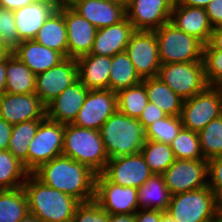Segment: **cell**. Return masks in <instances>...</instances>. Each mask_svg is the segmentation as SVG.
<instances>
[{
	"label": "cell",
	"instance_id": "cell-24",
	"mask_svg": "<svg viewBox=\"0 0 222 222\" xmlns=\"http://www.w3.org/2000/svg\"><path fill=\"white\" fill-rule=\"evenodd\" d=\"M12 53L35 74L57 66L65 58L57 51L45 47L34 40L21 41Z\"/></svg>",
	"mask_w": 222,
	"mask_h": 222
},
{
	"label": "cell",
	"instance_id": "cell-21",
	"mask_svg": "<svg viewBox=\"0 0 222 222\" xmlns=\"http://www.w3.org/2000/svg\"><path fill=\"white\" fill-rule=\"evenodd\" d=\"M59 7L53 0H36L13 11L17 34L21 41L33 40L49 16Z\"/></svg>",
	"mask_w": 222,
	"mask_h": 222
},
{
	"label": "cell",
	"instance_id": "cell-42",
	"mask_svg": "<svg viewBox=\"0 0 222 222\" xmlns=\"http://www.w3.org/2000/svg\"><path fill=\"white\" fill-rule=\"evenodd\" d=\"M208 186L222 208V156L208 160Z\"/></svg>",
	"mask_w": 222,
	"mask_h": 222
},
{
	"label": "cell",
	"instance_id": "cell-51",
	"mask_svg": "<svg viewBox=\"0 0 222 222\" xmlns=\"http://www.w3.org/2000/svg\"><path fill=\"white\" fill-rule=\"evenodd\" d=\"M6 80V60H4L0 62V96L5 93Z\"/></svg>",
	"mask_w": 222,
	"mask_h": 222
},
{
	"label": "cell",
	"instance_id": "cell-20",
	"mask_svg": "<svg viewBox=\"0 0 222 222\" xmlns=\"http://www.w3.org/2000/svg\"><path fill=\"white\" fill-rule=\"evenodd\" d=\"M69 5L97 29L126 18V7L109 0H72Z\"/></svg>",
	"mask_w": 222,
	"mask_h": 222
},
{
	"label": "cell",
	"instance_id": "cell-36",
	"mask_svg": "<svg viewBox=\"0 0 222 222\" xmlns=\"http://www.w3.org/2000/svg\"><path fill=\"white\" fill-rule=\"evenodd\" d=\"M198 134L204 159L222 156V115L210 121Z\"/></svg>",
	"mask_w": 222,
	"mask_h": 222
},
{
	"label": "cell",
	"instance_id": "cell-6",
	"mask_svg": "<svg viewBox=\"0 0 222 222\" xmlns=\"http://www.w3.org/2000/svg\"><path fill=\"white\" fill-rule=\"evenodd\" d=\"M154 31L161 64L203 61L204 44L170 21Z\"/></svg>",
	"mask_w": 222,
	"mask_h": 222
},
{
	"label": "cell",
	"instance_id": "cell-54",
	"mask_svg": "<svg viewBox=\"0 0 222 222\" xmlns=\"http://www.w3.org/2000/svg\"><path fill=\"white\" fill-rule=\"evenodd\" d=\"M161 222H177L172 216L169 215L166 211H162Z\"/></svg>",
	"mask_w": 222,
	"mask_h": 222
},
{
	"label": "cell",
	"instance_id": "cell-39",
	"mask_svg": "<svg viewBox=\"0 0 222 222\" xmlns=\"http://www.w3.org/2000/svg\"><path fill=\"white\" fill-rule=\"evenodd\" d=\"M203 62L208 85L222 87V51L204 50Z\"/></svg>",
	"mask_w": 222,
	"mask_h": 222
},
{
	"label": "cell",
	"instance_id": "cell-32",
	"mask_svg": "<svg viewBox=\"0 0 222 222\" xmlns=\"http://www.w3.org/2000/svg\"><path fill=\"white\" fill-rule=\"evenodd\" d=\"M28 211V200L23 187L0 190V222H17Z\"/></svg>",
	"mask_w": 222,
	"mask_h": 222
},
{
	"label": "cell",
	"instance_id": "cell-11",
	"mask_svg": "<svg viewBox=\"0 0 222 222\" xmlns=\"http://www.w3.org/2000/svg\"><path fill=\"white\" fill-rule=\"evenodd\" d=\"M125 52L142 80L158 75L161 62L155 31L135 30Z\"/></svg>",
	"mask_w": 222,
	"mask_h": 222
},
{
	"label": "cell",
	"instance_id": "cell-7",
	"mask_svg": "<svg viewBox=\"0 0 222 222\" xmlns=\"http://www.w3.org/2000/svg\"><path fill=\"white\" fill-rule=\"evenodd\" d=\"M157 77L183 100L193 97L209 86L203 61L161 64Z\"/></svg>",
	"mask_w": 222,
	"mask_h": 222
},
{
	"label": "cell",
	"instance_id": "cell-5",
	"mask_svg": "<svg viewBox=\"0 0 222 222\" xmlns=\"http://www.w3.org/2000/svg\"><path fill=\"white\" fill-rule=\"evenodd\" d=\"M177 222H210L222 214L209 186L171 196L166 210Z\"/></svg>",
	"mask_w": 222,
	"mask_h": 222
},
{
	"label": "cell",
	"instance_id": "cell-4",
	"mask_svg": "<svg viewBox=\"0 0 222 222\" xmlns=\"http://www.w3.org/2000/svg\"><path fill=\"white\" fill-rule=\"evenodd\" d=\"M63 156L84 164L94 173L101 174L109 157L99 130L64 125Z\"/></svg>",
	"mask_w": 222,
	"mask_h": 222
},
{
	"label": "cell",
	"instance_id": "cell-10",
	"mask_svg": "<svg viewBox=\"0 0 222 222\" xmlns=\"http://www.w3.org/2000/svg\"><path fill=\"white\" fill-rule=\"evenodd\" d=\"M171 195L208 186V160L175 159L162 174Z\"/></svg>",
	"mask_w": 222,
	"mask_h": 222
},
{
	"label": "cell",
	"instance_id": "cell-50",
	"mask_svg": "<svg viewBox=\"0 0 222 222\" xmlns=\"http://www.w3.org/2000/svg\"><path fill=\"white\" fill-rule=\"evenodd\" d=\"M108 222H135V213L133 214H109Z\"/></svg>",
	"mask_w": 222,
	"mask_h": 222
},
{
	"label": "cell",
	"instance_id": "cell-22",
	"mask_svg": "<svg viewBox=\"0 0 222 222\" xmlns=\"http://www.w3.org/2000/svg\"><path fill=\"white\" fill-rule=\"evenodd\" d=\"M170 22L204 45L208 43L213 29L205 8L179 5L176 2L173 4Z\"/></svg>",
	"mask_w": 222,
	"mask_h": 222
},
{
	"label": "cell",
	"instance_id": "cell-17",
	"mask_svg": "<svg viewBox=\"0 0 222 222\" xmlns=\"http://www.w3.org/2000/svg\"><path fill=\"white\" fill-rule=\"evenodd\" d=\"M0 118L11 125L30 120H44L46 108L36 93L11 94L0 96Z\"/></svg>",
	"mask_w": 222,
	"mask_h": 222
},
{
	"label": "cell",
	"instance_id": "cell-25",
	"mask_svg": "<svg viewBox=\"0 0 222 222\" xmlns=\"http://www.w3.org/2000/svg\"><path fill=\"white\" fill-rule=\"evenodd\" d=\"M76 60L78 79L88 90L109 89L111 57L86 54Z\"/></svg>",
	"mask_w": 222,
	"mask_h": 222
},
{
	"label": "cell",
	"instance_id": "cell-44",
	"mask_svg": "<svg viewBox=\"0 0 222 222\" xmlns=\"http://www.w3.org/2000/svg\"><path fill=\"white\" fill-rule=\"evenodd\" d=\"M212 27L222 25V0H212L205 8Z\"/></svg>",
	"mask_w": 222,
	"mask_h": 222
},
{
	"label": "cell",
	"instance_id": "cell-9",
	"mask_svg": "<svg viewBox=\"0 0 222 222\" xmlns=\"http://www.w3.org/2000/svg\"><path fill=\"white\" fill-rule=\"evenodd\" d=\"M64 124L45 118L28 145L27 171L33 173L42 164L62 156Z\"/></svg>",
	"mask_w": 222,
	"mask_h": 222
},
{
	"label": "cell",
	"instance_id": "cell-47",
	"mask_svg": "<svg viewBox=\"0 0 222 222\" xmlns=\"http://www.w3.org/2000/svg\"><path fill=\"white\" fill-rule=\"evenodd\" d=\"M13 125L0 118V150H8Z\"/></svg>",
	"mask_w": 222,
	"mask_h": 222
},
{
	"label": "cell",
	"instance_id": "cell-34",
	"mask_svg": "<svg viewBox=\"0 0 222 222\" xmlns=\"http://www.w3.org/2000/svg\"><path fill=\"white\" fill-rule=\"evenodd\" d=\"M140 153L156 175H162L175 161L170 145L161 142L146 140Z\"/></svg>",
	"mask_w": 222,
	"mask_h": 222
},
{
	"label": "cell",
	"instance_id": "cell-35",
	"mask_svg": "<svg viewBox=\"0 0 222 222\" xmlns=\"http://www.w3.org/2000/svg\"><path fill=\"white\" fill-rule=\"evenodd\" d=\"M117 110L131 118L138 119L148 104L147 91L143 82L122 89L117 93Z\"/></svg>",
	"mask_w": 222,
	"mask_h": 222
},
{
	"label": "cell",
	"instance_id": "cell-14",
	"mask_svg": "<svg viewBox=\"0 0 222 222\" xmlns=\"http://www.w3.org/2000/svg\"><path fill=\"white\" fill-rule=\"evenodd\" d=\"M175 0H129L126 18L134 30L154 31L170 21Z\"/></svg>",
	"mask_w": 222,
	"mask_h": 222
},
{
	"label": "cell",
	"instance_id": "cell-33",
	"mask_svg": "<svg viewBox=\"0 0 222 222\" xmlns=\"http://www.w3.org/2000/svg\"><path fill=\"white\" fill-rule=\"evenodd\" d=\"M43 120H30L13 125L8 150L27 170L28 145Z\"/></svg>",
	"mask_w": 222,
	"mask_h": 222
},
{
	"label": "cell",
	"instance_id": "cell-30",
	"mask_svg": "<svg viewBox=\"0 0 222 222\" xmlns=\"http://www.w3.org/2000/svg\"><path fill=\"white\" fill-rule=\"evenodd\" d=\"M142 82L126 52L111 57L109 89L118 92Z\"/></svg>",
	"mask_w": 222,
	"mask_h": 222
},
{
	"label": "cell",
	"instance_id": "cell-46",
	"mask_svg": "<svg viewBox=\"0 0 222 222\" xmlns=\"http://www.w3.org/2000/svg\"><path fill=\"white\" fill-rule=\"evenodd\" d=\"M204 50H221L222 51V25L213 27L210 39Z\"/></svg>",
	"mask_w": 222,
	"mask_h": 222
},
{
	"label": "cell",
	"instance_id": "cell-56",
	"mask_svg": "<svg viewBox=\"0 0 222 222\" xmlns=\"http://www.w3.org/2000/svg\"><path fill=\"white\" fill-rule=\"evenodd\" d=\"M55 1L58 5H63V4H69L72 0H53Z\"/></svg>",
	"mask_w": 222,
	"mask_h": 222
},
{
	"label": "cell",
	"instance_id": "cell-26",
	"mask_svg": "<svg viewBox=\"0 0 222 222\" xmlns=\"http://www.w3.org/2000/svg\"><path fill=\"white\" fill-rule=\"evenodd\" d=\"M33 40L45 47L59 52L64 58H68L64 4L59 5V7L49 16Z\"/></svg>",
	"mask_w": 222,
	"mask_h": 222
},
{
	"label": "cell",
	"instance_id": "cell-55",
	"mask_svg": "<svg viewBox=\"0 0 222 222\" xmlns=\"http://www.w3.org/2000/svg\"><path fill=\"white\" fill-rule=\"evenodd\" d=\"M109 1H113V2H116V3H119V4H122L123 6H127L129 0H109Z\"/></svg>",
	"mask_w": 222,
	"mask_h": 222
},
{
	"label": "cell",
	"instance_id": "cell-31",
	"mask_svg": "<svg viewBox=\"0 0 222 222\" xmlns=\"http://www.w3.org/2000/svg\"><path fill=\"white\" fill-rule=\"evenodd\" d=\"M29 172L9 150H0V190L20 188Z\"/></svg>",
	"mask_w": 222,
	"mask_h": 222
},
{
	"label": "cell",
	"instance_id": "cell-43",
	"mask_svg": "<svg viewBox=\"0 0 222 222\" xmlns=\"http://www.w3.org/2000/svg\"><path fill=\"white\" fill-rule=\"evenodd\" d=\"M167 115L160 109L156 104L148 102L145 109L141 112L138 121L142 124L145 129L151 123L158 119L164 118Z\"/></svg>",
	"mask_w": 222,
	"mask_h": 222
},
{
	"label": "cell",
	"instance_id": "cell-52",
	"mask_svg": "<svg viewBox=\"0 0 222 222\" xmlns=\"http://www.w3.org/2000/svg\"><path fill=\"white\" fill-rule=\"evenodd\" d=\"M12 54V49L9 48L0 39V62L6 60Z\"/></svg>",
	"mask_w": 222,
	"mask_h": 222
},
{
	"label": "cell",
	"instance_id": "cell-40",
	"mask_svg": "<svg viewBox=\"0 0 222 222\" xmlns=\"http://www.w3.org/2000/svg\"><path fill=\"white\" fill-rule=\"evenodd\" d=\"M109 213L106 212L95 200L80 203L71 222H108Z\"/></svg>",
	"mask_w": 222,
	"mask_h": 222
},
{
	"label": "cell",
	"instance_id": "cell-48",
	"mask_svg": "<svg viewBox=\"0 0 222 222\" xmlns=\"http://www.w3.org/2000/svg\"><path fill=\"white\" fill-rule=\"evenodd\" d=\"M36 0H0V7L6 10H17L23 6L29 5Z\"/></svg>",
	"mask_w": 222,
	"mask_h": 222
},
{
	"label": "cell",
	"instance_id": "cell-53",
	"mask_svg": "<svg viewBox=\"0 0 222 222\" xmlns=\"http://www.w3.org/2000/svg\"><path fill=\"white\" fill-rule=\"evenodd\" d=\"M17 222H41L36 216L31 213H27L22 219Z\"/></svg>",
	"mask_w": 222,
	"mask_h": 222
},
{
	"label": "cell",
	"instance_id": "cell-45",
	"mask_svg": "<svg viewBox=\"0 0 222 222\" xmlns=\"http://www.w3.org/2000/svg\"><path fill=\"white\" fill-rule=\"evenodd\" d=\"M162 211L153 209H139L135 213V222H161Z\"/></svg>",
	"mask_w": 222,
	"mask_h": 222
},
{
	"label": "cell",
	"instance_id": "cell-13",
	"mask_svg": "<svg viewBox=\"0 0 222 222\" xmlns=\"http://www.w3.org/2000/svg\"><path fill=\"white\" fill-rule=\"evenodd\" d=\"M116 110V92L110 89L89 90L72 124L81 128L100 130Z\"/></svg>",
	"mask_w": 222,
	"mask_h": 222
},
{
	"label": "cell",
	"instance_id": "cell-23",
	"mask_svg": "<svg viewBox=\"0 0 222 222\" xmlns=\"http://www.w3.org/2000/svg\"><path fill=\"white\" fill-rule=\"evenodd\" d=\"M134 31L127 18L117 24L97 29L90 54L113 57L125 52Z\"/></svg>",
	"mask_w": 222,
	"mask_h": 222
},
{
	"label": "cell",
	"instance_id": "cell-15",
	"mask_svg": "<svg viewBox=\"0 0 222 222\" xmlns=\"http://www.w3.org/2000/svg\"><path fill=\"white\" fill-rule=\"evenodd\" d=\"M77 80V60L65 58L57 66L36 75L35 93L46 106Z\"/></svg>",
	"mask_w": 222,
	"mask_h": 222
},
{
	"label": "cell",
	"instance_id": "cell-1",
	"mask_svg": "<svg viewBox=\"0 0 222 222\" xmlns=\"http://www.w3.org/2000/svg\"><path fill=\"white\" fill-rule=\"evenodd\" d=\"M33 174L44 184L68 194L80 203L94 200L96 173L66 156L42 164Z\"/></svg>",
	"mask_w": 222,
	"mask_h": 222
},
{
	"label": "cell",
	"instance_id": "cell-28",
	"mask_svg": "<svg viewBox=\"0 0 222 222\" xmlns=\"http://www.w3.org/2000/svg\"><path fill=\"white\" fill-rule=\"evenodd\" d=\"M6 93H35L36 75L13 53L6 59Z\"/></svg>",
	"mask_w": 222,
	"mask_h": 222
},
{
	"label": "cell",
	"instance_id": "cell-27",
	"mask_svg": "<svg viewBox=\"0 0 222 222\" xmlns=\"http://www.w3.org/2000/svg\"><path fill=\"white\" fill-rule=\"evenodd\" d=\"M148 101L156 104L167 116H180L183 99L180 98L160 78L143 79Z\"/></svg>",
	"mask_w": 222,
	"mask_h": 222
},
{
	"label": "cell",
	"instance_id": "cell-37",
	"mask_svg": "<svg viewBox=\"0 0 222 222\" xmlns=\"http://www.w3.org/2000/svg\"><path fill=\"white\" fill-rule=\"evenodd\" d=\"M175 159L199 160L204 159L200 147L199 134L182 128L176 138L169 144Z\"/></svg>",
	"mask_w": 222,
	"mask_h": 222
},
{
	"label": "cell",
	"instance_id": "cell-3",
	"mask_svg": "<svg viewBox=\"0 0 222 222\" xmlns=\"http://www.w3.org/2000/svg\"><path fill=\"white\" fill-rule=\"evenodd\" d=\"M99 131L109 159L138 154L146 141L145 129L138 119L118 110L105 121Z\"/></svg>",
	"mask_w": 222,
	"mask_h": 222
},
{
	"label": "cell",
	"instance_id": "cell-38",
	"mask_svg": "<svg viewBox=\"0 0 222 222\" xmlns=\"http://www.w3.org/2000/svg\"><path fill=\"white\" fill-rule=\"evenodd\" d=\"M183 128L180 116H166L145 128L146 140L170 144Z\"/></svg>",
	"mask_w": 222,
	"mask_h": 222
},
{
	"label": "cell",
	"instance_id": "cell-16",
	"mask_svg": "<svg viewBox=\"0 0 222 222\" xmlns=\"http://www.w3.org/2000/svg\"><path fill=\"white\" fill-rule=\"evenodd\" d=\"M102 174L112 183L137 189L153 175L141 153L109 159Z\"/></svg>",
	"mask_w": 222,
	"mask_h": 222
},
{
	"label": "cell",
	"instance_id": "cell-2",
	"mask_svg": "<svg viewBox=\"0 0 222 222\" xmlns=\"http://www.w3.org/2000/svg\"><path fill=\"white\" fill-rule=\"evenodd\" d=\"M22 187L29 213L41 222H71L80 204L74 197L44 184L33 173L28 174Z\"/></svg>",
	"mask_w": 222,
	"mask_h": 222
},
{
	"label": "cell",
	"instance_id": "cell-41",
	"mask_svg": "<svg viewBox=\"0 0 222 222\" xmlns=\"http://www.w3.org/2000/svg\"><path fill=\"white\" fill-rule=\"evenodd\" d=\"M0 39L12 50L21 42L17 34L13 11L0 7Z\"/></svg>",
	"mask_w": 222,
	"mask_h": 222
},
{
	"label": "cell",
	"instance_id": "cell-18",
	"mask_svg": "<svg viewBox=\"0 0 222 222\" xmlns=\"http://www.w3.org/2000/svg\"><path fill=\"white\" fill-rule=\"evenodd\" d=\"M64 20L67 31L68 58L77 59L90 54L97 28L69 4H64Z\"/></svg>",
	"mask_w": 222,
	"mask_h": 222
},
{
	"label": "cell",
	"instance_id": "cell-8",
	"mask_svg": "<svg viewBox=\"0 0 222 222\" xmlns=\"http://www.w3.org/2000/svg\"><path fill=\"white\" fill-rule=\"evenodd\" d=\"M222 115V87L208 86L204 91L183 101V128L199 132L210 121Z\"/></svg>",
	"mask_w": 222,
	"mask_h": 222
},
{
	"label": "cell",
	"instance_id": "cell-49",
	"mask_svg": "<svg viewBox=\"0 0 222 222\" xmlns=\"http://www.w3.org/2000/svg\"><path fill=\"white\" fill-rule=\"evenodd\" d=\"M211 1L212 0H175L179 5L199 8H206L207 4Z\"/></svg>",
	"mask_w": 222,
	"mask_h": 222
},
{
	"label": "cell",
	"instance_id": "cell-29",
	"mask_svg": "<svg viewBox=\"0 0 222 222\" xmlns=\"http://www.w3.org/2000/svg\"><path fill=\"white\" fill-rule=\"evenodd\" d=\"M171 196L170 191L165 185L163 175L153 174L138 188L139 209L166 211Z\"/></svg>",
	"mask_w": 222,
	"mask_h": 222
},
{
	"label": "cell",
	"instance_id": "cell-12",
	"mask_svg": "<svg viewBox=\"0 0 222 222\" xmlns=\"http://www.w3.org/2000/svg\"><path fill=\"white\" fill-rule=\"evenodd\" d=\"M94 200L109 214H133L139 210L138 189L110 182L96 175Z\"/></svg>",
	"mask_w": 222,
	"mask_h": 222
},
{
	"label": "cell",
	"instance_id": "cell-19",
	"mask_svg": "<svg viewBox=\"0 0 222 222\" xmlns=\"http://www.w3.org/2000/svg\"><path fill=\"white\" fill-rule=\"evenodd\" d=\"M88 91L78 79L45 106L46 118L64 125L72 124Z\"/></svg>",
	"mask_w": 222,
	"mask_h": 222
},
{
	"label": "cell",
	"instance_id": "cell-57",
	"mask_svg": "<svg viewBox=\"0 0 222 222\" xmlns=\"http://www.w3.org/2000/svg\"><path fill=\"white\" fill-rule=\"evenodd\" d=\"M210 222H222V214H220L216 219H214Z\"/></svg>",
	"mask_w": 222,
	"mask_h": 222
}]
</instances>
